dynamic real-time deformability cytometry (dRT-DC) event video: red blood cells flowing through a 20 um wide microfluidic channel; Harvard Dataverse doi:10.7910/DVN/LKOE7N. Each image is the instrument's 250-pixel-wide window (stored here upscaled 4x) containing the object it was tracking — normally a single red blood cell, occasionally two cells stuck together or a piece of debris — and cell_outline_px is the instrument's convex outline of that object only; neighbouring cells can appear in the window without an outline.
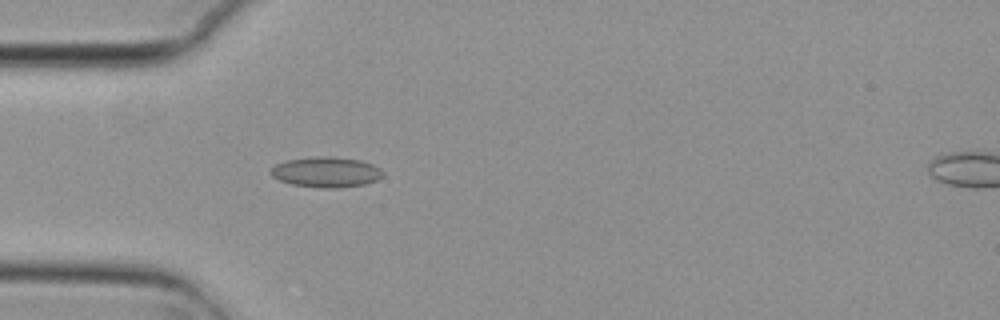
{"species": "common noctule bat (a hibernating species)", "species_latin": "Nyctalus noctula", "temperature_condition": "cold", "stored_images_in_passage": 5, "camera_frame_rate_fps": 3000, "um_per_image_px": 0.085, "animal": {"sex": "female", "body_mass_g": 29.2, "forearm_length_mm": 56.3}, "frame": {"image": 1, "passage_image": 4, "time_ms": 1.0, "image_size_px": [1000, 320], "cell_outline_px": [[384, 176], [376, 180], [364, 184], [336, 188], [320, 188], [292, 184], [280, 180], [272, 176], [268, 172], [276, 164], [284, 160], [316, 156], [332, 156], [360, 160], [372, 164], [380, 168], [384, 172]], "centroid_in_image_um": [27.72, 14.62], "position_along_channel_um": 57.3, "area_um2": 20.0}}